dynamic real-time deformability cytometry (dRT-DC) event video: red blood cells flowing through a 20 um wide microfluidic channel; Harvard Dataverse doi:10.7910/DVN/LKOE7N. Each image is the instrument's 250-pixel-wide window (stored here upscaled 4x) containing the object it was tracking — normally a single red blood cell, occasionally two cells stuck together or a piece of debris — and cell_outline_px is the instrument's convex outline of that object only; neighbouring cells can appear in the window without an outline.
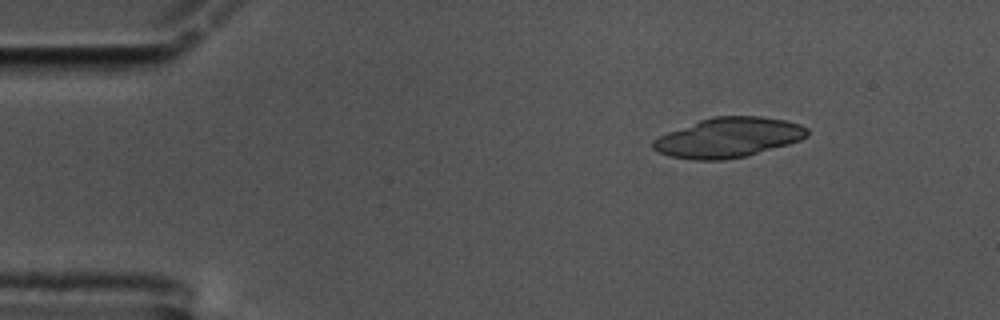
{"species": "common noctule bat (a hibernating species)", "species_latin": "Nyctalus noctula", "temperature_condition": "cold", "stored_images_in_passage": 36, "camera_frame_rate_fps": 3000, "um_per_image_px": 0.085, "animal": {"sex": "male", "body_mass_g": 17.5, "forearm_length_mm": 52.3}, "frame": {"image": 1, "passage_image": 1, "time_ms": 0.0, "image_size_px": [1000, 320], "cell_outline_px": [[808, 136], [800, 140], [788, 144], [748, 156], [724, 160], [696, 160], [672, 156], [660, 152], [652, 148], [652, 140], [668, 132], [700, 120], [712, 116], [760, 116], [784, 120], [800, 124], [808, 128]], "centroid_in_image_um": [61.94, 11.69], "position_along_channel_um": 23.1, "area_um2": 35.66}}